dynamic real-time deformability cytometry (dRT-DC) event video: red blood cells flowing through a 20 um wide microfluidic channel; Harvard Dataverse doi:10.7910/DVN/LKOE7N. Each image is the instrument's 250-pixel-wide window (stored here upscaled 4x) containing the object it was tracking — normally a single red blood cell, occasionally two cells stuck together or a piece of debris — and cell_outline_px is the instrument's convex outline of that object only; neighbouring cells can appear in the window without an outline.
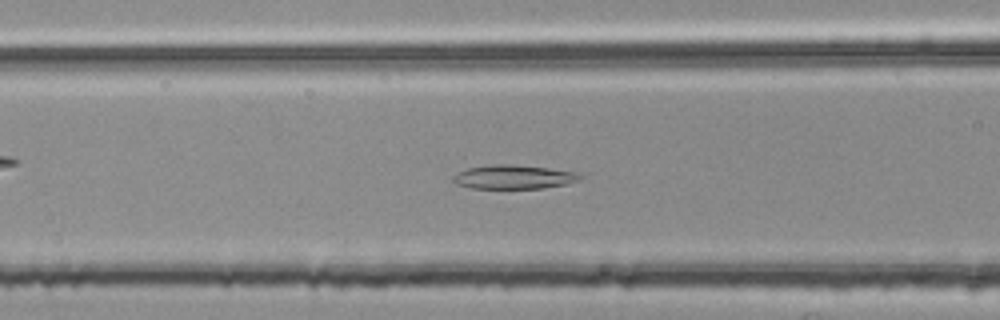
{"species": "common noctule bat (a hibernating species)", "species_latin": "Nyctalus noctula", "temperature_condition": "room temperature", "stored_images_in_passage": 51, "camera_frame_rate_fps": 3000, "um_per_image_px": 0.085, "animal": {"sex": "female", "body_mass_g": 25.1}, "frame": {"image": 1, "passage_image": 21, "time_ms": 6.667, "image_size_px": [1000, 320], "cell_outline_px": [[584, 176], [580, 180], [564, 184], [544, 188], [472, 188], [456, 184], [452, 180], [452, 176], [456, 172], [468, 168], [492, 164], [508, 164], [548, 168], [576, 172]], "centroid_in_image_um": [43.64, 15.04], "position_along_channel_um": 123.0, "area_um2": 17.69}}
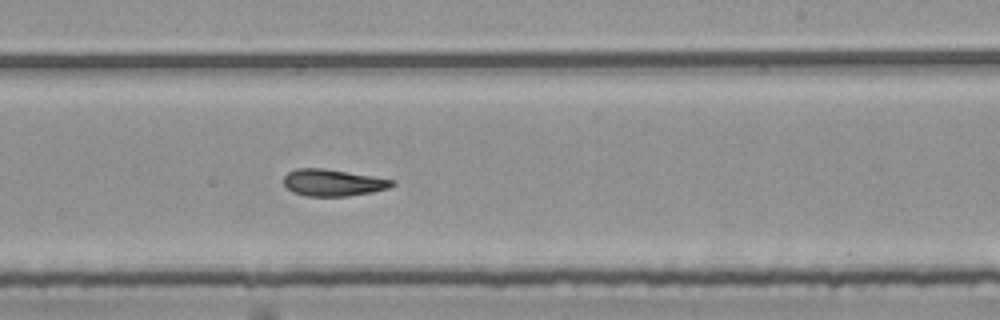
{"frame": {"image": 2, "passage_image": 32, "time_ms": 10.333, "image_size_px": [1000, 320], "cell_outline_px": [[396, 184], [388, 188], [372, 192], [348, 196], [308, 196], [292, 192], [284, 184], [284, 176], [288, 172], [296, 168], [324, 168], [396, 180]], "centroid_in_image_um": [28.31, 15.52], "position_along_channel_um": 260.7, "area_um2": 16.94}}
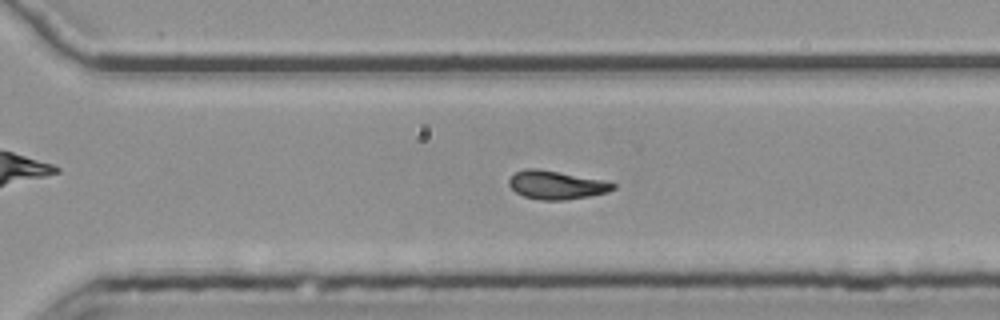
{"frame": {"image": 3, "passage_image": 37, "time_ms": 12.0, "image_size_px": [1000, 320], "cell_outline_px": [[616, 188], [608, 192], [588, 196], [564, 200], [540, 200], [524, 196], [516, 192], [508, 184], [508, 180], [516, 172], [524, 168], [536, 168], [600, 180], [616, 184]], "centroid_in_image_um": [47.25, 15.73], "position_along_channel_um": 323.3, "area_um2": 16.94}, "authors_computed_cell_mechanics": {"area_um2": 17.5134, "velocity_mm_per_s": 3.7613, "shape_relaxation_time_tau1_ms": null, "shape_relaxation_time_tau2_ms": 5.2494, "deformation_change_tau1": null, "deformation_change_tau2": 0.1055}}